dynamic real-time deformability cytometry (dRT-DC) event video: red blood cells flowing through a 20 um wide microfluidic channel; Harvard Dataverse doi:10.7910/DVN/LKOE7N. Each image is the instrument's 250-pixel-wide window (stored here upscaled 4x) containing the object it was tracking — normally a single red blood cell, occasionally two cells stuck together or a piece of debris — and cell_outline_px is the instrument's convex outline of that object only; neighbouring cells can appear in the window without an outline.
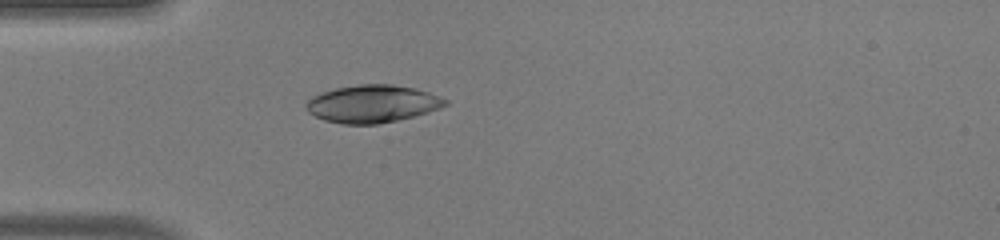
{"species": "human", "species_latin": "Homo sapiens", "temperature_condition": "warm", "stored_images_in_passage": 36, "camera_frame_rate_fps": 3000, "um_per_image_px": 0.085, "donor": {"sex": "male"}, "frame": {"image": 1, "passage_image": 1, "time_ms": 0.0, "image_size_px": [1000, 240], "cell_outline_px": [[448, 104], [440, 108], [428, 112], [396, 120], [376, 124], [344, 124], [324, 120], [308, 112], [304, 108], [304, 104], [312, 96], [320, 92], [336, 88], [360, 84], [392, 84], [416, 88], [440, 96], [448, 100]], "centroid_in_image_um": [31.63, 8.81], "position_along_channel_um": 53.4, "area_um2": 30.52}}
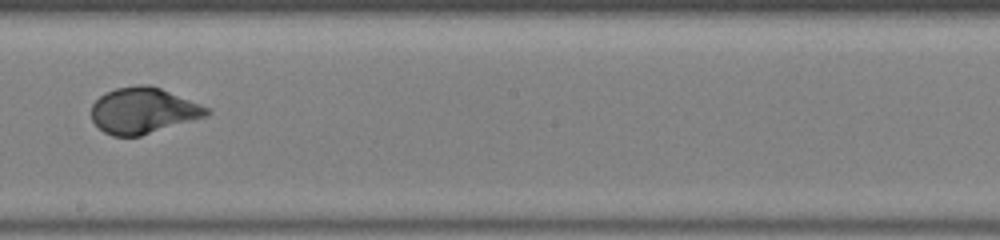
{"frame": {"image": 2, "passage_image": 15, "time_ms": 4.667, "image_size_px": [1000, 240], "cell_outline_px": [[212, 112], [208, 116], [140, 136], [112, 136], [104, 132], [92, 120], [92, 104], [104, 92], [116, 88], [136, 84], [148, 84], [160, 88], [212, 108]], "centroid_in_image_um": [12.2, 9.39], "position_along_channel_um": 236.0, "area_um2": 31.1}}
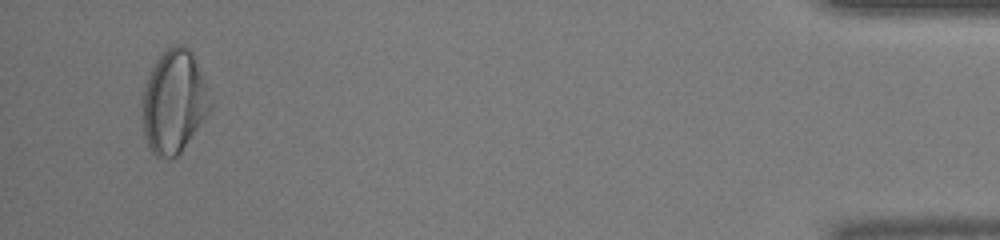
{"frame": {"image": 3, "passage_image": 34, "time_ms": 11.0, "image_size_px": [1000, 240], "cell_outline_px": [[212, 108], [204, 120], [180, 152], [176, 156], [160, 160], [152, 152], [144, 136], [140, 100], [144, 80], [152, 64], [172, 44], [180, 44], [188, 48], [192, 52], [212, 104]], "centroid_in_image_um": [14.72, 8.65], "position_along_channel_um": 420.5, "area_um2": 41.15}, "authors_computed_cell_mechanics": {"area_um2": 31.8767, "velocity_mm_per_s": 4.1187, "shape_relaxation_time_tau1_ms": 3.3724, "shape_relaxation_time_tau2_ms": 11.0734, "deformation_change_tau1": 0.1936, "deformation_change_tau2": null}}